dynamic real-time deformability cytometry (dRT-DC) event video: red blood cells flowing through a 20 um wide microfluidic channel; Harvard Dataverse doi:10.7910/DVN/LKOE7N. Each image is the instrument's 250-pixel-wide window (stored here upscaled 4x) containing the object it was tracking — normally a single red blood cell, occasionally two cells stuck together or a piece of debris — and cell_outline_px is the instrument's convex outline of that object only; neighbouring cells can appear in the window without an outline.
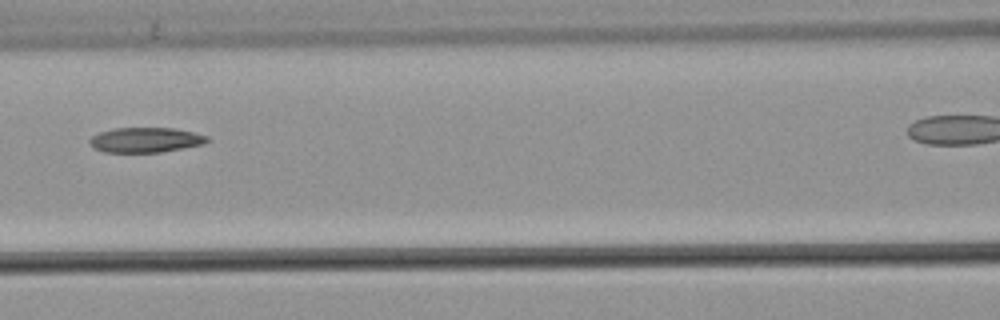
{"species": "common noctule bat (a hibernating species)", "species_latin": "Nyctalus noctula", "temperature_condition": "warm", "stored_images_in_passage": 4, "camera_frame_rate_fps": 3000, "um_per_image_px": 0.085, "animal": {"sex": "male", "body_mass_g": 21.5, "forearm_length_mm": 52.0}, "frame": {"image": 1, "passage_image": 3, "time_ms": 0.667, "image_size_px": [1000, 320], "cell_outline_px": [[212, 140], [204, 144], [184, 148], [160, 152], [104, 152], [92, 148], [88, 140], [92, 136], [100, 132], [112, 128], [176, 128], [208, 136]], "centroid_in_image_um": [12.38, 11.89], "position_along_channel_um": 154.2, "area_um2": 17.28}}